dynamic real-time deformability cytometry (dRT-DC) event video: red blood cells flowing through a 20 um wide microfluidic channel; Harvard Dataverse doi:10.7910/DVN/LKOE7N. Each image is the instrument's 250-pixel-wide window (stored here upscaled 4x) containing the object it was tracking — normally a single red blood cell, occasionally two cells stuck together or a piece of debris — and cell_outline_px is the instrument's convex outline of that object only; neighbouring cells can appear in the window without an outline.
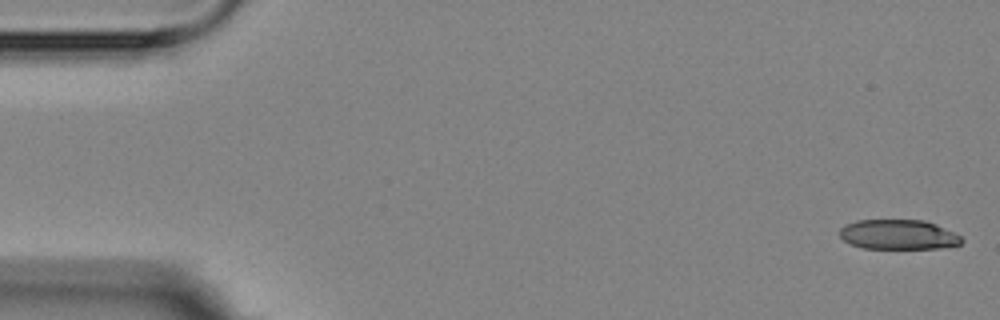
{"species": "Egyptian fruit bat (a non-hibernating species)", "species_latin": "Rousettus aegyptiacus", "temperature_condition": "room temperature", "stored_images_in_passage": 6, "camera_frame_rate_fps": 3000, "um_per_image_px": 0.085, "animal": {"sex": "female"}, "frame": {"image": 1, "passage_image": 1, "time_ms": 0.0, "image_size_px": [1000, 320], "cell_outline_px": [[964, 240], [960, 244], [940, 248], [864, 248], [852, 244], [844, 240], [840, 236], [840, 228], [844, 224], [856, 220], [924, 220], [936, 224], [960, 236]], "centroid_in_image_um": [76.34, 19.93], "position_along_channel_um": 8.7, "area_um2": 21.04}}